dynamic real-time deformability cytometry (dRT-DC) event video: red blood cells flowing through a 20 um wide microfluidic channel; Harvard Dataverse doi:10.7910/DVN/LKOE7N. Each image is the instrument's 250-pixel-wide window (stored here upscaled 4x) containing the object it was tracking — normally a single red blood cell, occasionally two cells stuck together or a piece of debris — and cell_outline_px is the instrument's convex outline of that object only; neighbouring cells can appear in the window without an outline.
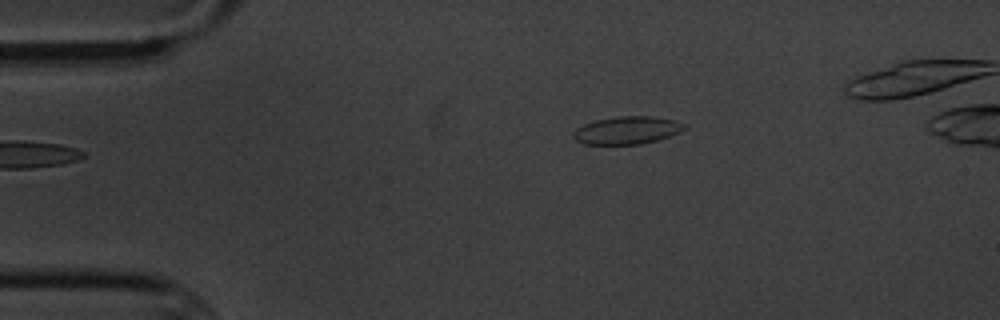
{"species": "common noctule bat (a hibernating species)", "species_latin": "Nyctalus noctula", "temperature_condition": "cold", "stored_images_in_passage": 3, "camera_frame_rate_fps": 3000, "um_per_image_px": 0.085, "animal": {"sex": "male", "body_mass_g": 20.1, "forearm_length_mm": 53.5}, "frame": {"image": 1, "passage_image": 3, "time_ms": 2.333, "image_size_px": [1000, 320], "cell_outline_px": [[688, 124], [680, 132], [656, 140], [640, 144], [584, 144], [576, 140], [572, 136], [572, 132], [576, 128], [584, 124], [596, 120], [616, 116], [652, 116], [676, 120]], "centroid_in_image_um": [53.29, 11.06], "position_along_channel_um": 31.7, "area_um2": 17.98}}